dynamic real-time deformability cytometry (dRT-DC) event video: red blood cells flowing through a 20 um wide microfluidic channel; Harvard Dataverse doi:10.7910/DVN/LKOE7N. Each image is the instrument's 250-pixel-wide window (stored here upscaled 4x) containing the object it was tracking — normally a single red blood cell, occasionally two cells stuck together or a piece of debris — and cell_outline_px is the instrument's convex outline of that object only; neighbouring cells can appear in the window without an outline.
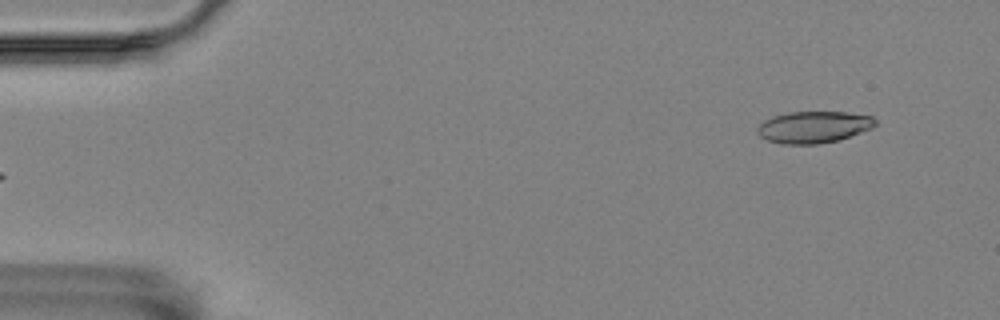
{"species": "Egyptian fruit bat (a non-hibernating species)", "species_latin": "Rousettus aegyptiacus", "temperature_condition": "room temperature", "stored_images_in_passage": 4, "camera_frame_rate_fps": 3000, "um_per_image_px": 0.085, "animal": {"sex": "female"}, "frame": {"image": 1, "passage_image": 4, "time_ms": 1.0, "image_size_px": [1000, 320], "cell_outline_px": [[876, 124], [872, 128], [840, 140], [816, 144], [784, 144], [768, 140], [760, 136], [756, 128], [764, 120], [772, 116], [788, 112], [844, 112], [872, 116], [876, 120]], "centroid_in_image_um": [69.16, 10.8], "position_along_channel_um": 15.8, "area_um2": 21.79}}